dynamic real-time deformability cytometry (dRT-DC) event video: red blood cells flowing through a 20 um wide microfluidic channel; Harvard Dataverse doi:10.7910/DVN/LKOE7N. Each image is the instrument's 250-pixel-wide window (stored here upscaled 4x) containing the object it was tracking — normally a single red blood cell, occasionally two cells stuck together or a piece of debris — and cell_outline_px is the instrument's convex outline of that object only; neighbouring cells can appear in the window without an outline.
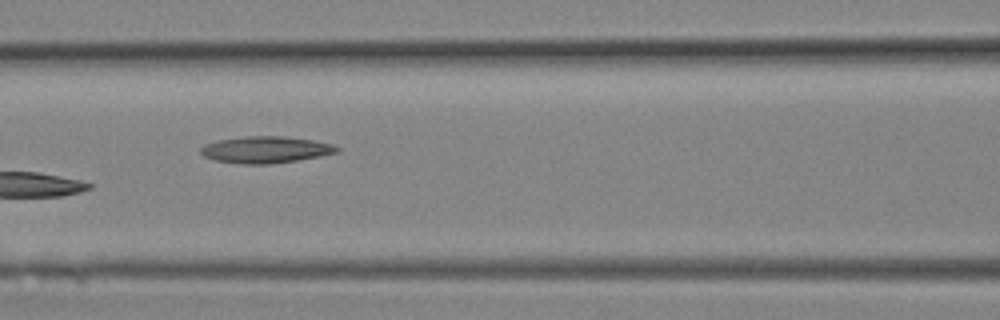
{"species": "Egyptian fruit bat (a non-hibernating species)", "species_latin": "Rousettus aegyptiacus", "temperature_condition": "room temperature", "stored_images_in_passage": 24, "camera_frame_rate_fps": 3000, "um_per_image_px": 0.085, "animal": {"sex": "female"}, "frame": {"image": 1, "passage_image": 11, "time_ms": 3.333, "image_size_px": [1000, 320], "cell_outline_px": [[340, 152], [320, 156], [272, 164], [244, 164], [216, 160], [204, 156], [200, 152], [200, 148], [204, 144], [216, 140], [244, 136], [284, 136], [312, 140], [332, 144], [340, 148]], "centroid_in_image_um": [22.57, 12.71], "position_along_channel_um": 144.0, "area_um2": 21.21}}
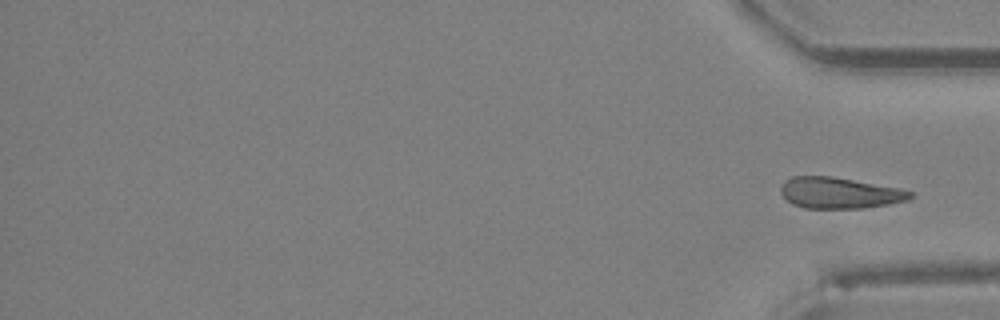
{"frame": {"image": 2, "passage_image": 24, "time_ms": 7.667, "image_size_px": [1000, 320], "cell_outline_px": [[912, 196], [908, 200], [888, 204], [864, 208], [804, 208], [792, 204], [780, 192], [780, 188], [784, 180], [792, 176], [832, 176], [900, 188], [912, 192]], "centroid_in_image_um": [71.34, 16.39], "position_along_channel_um": 363.9, "area_um2": 23.47}}